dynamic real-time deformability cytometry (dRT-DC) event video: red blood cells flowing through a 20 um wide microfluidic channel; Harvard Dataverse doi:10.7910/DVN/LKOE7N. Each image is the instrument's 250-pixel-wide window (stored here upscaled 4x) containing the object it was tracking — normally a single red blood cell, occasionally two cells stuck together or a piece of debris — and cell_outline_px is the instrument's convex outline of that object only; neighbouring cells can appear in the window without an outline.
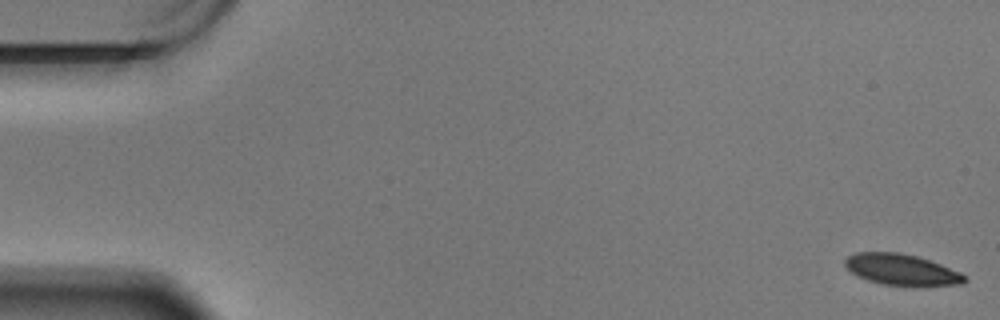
{"species": "Egyptian fruit bat (a non-hibernating species)", "species_latin": "Rousettus aegyptiacus", "temperature_condition": "warm", "stored_images_in_passage": 25, "camera_frame_rate_fps": 3000, "um_per_image_px": 0.085, "animal": {"sex": "male"}, "frame": {"image": 1, "passage_image": 1, "time_ms": 0.0, "image_size_px": [1000, 320], "cell_outline_px": [[968, 280], [964, 284], [924, 288], [916, 288], [884, 284], [868, 280], [856, 276], [844, 264], [844, 260], [848, 256], [856, 252], [900, 252], [916, 256], [940, 264], [960, 272]], "centroid_in_image_um": [76.69, 22.96], "position_along_channel_um": 8.3, "area_um2": 22.31}}
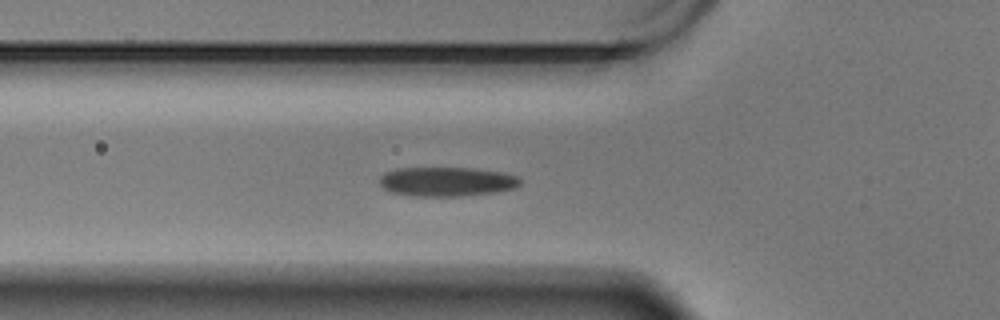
{"frame": {"image": 2, "passage_image": 21, "time_ms": 6.667, "image_size_px": [1000, 320], "cell_outline_px": [[520, 184], [516, 188], [496, 192], [460, 196], [412, 196], [388, 192], [380, 184], [380, 176], [384, 172], [396, 168], [472, 168], [500, 172], [520, 176]], "centroid_in_image_um": [37.95, 15.44], "position_along_channel_um": 87.8, "area_um2": 24.22}}
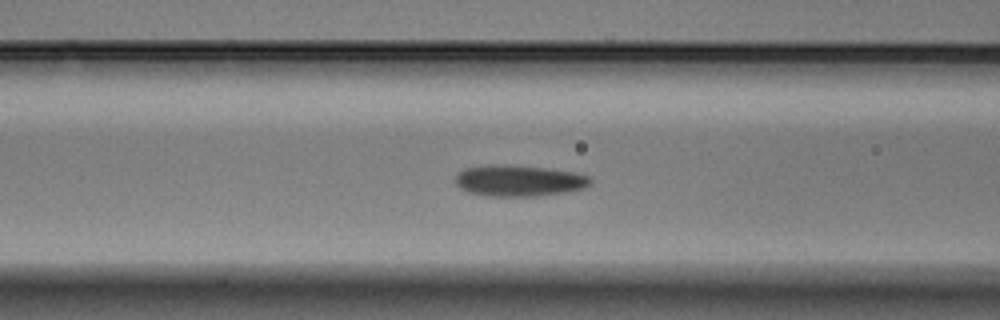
{"frame": {"image": 3, "passage_image": 24, "time_ms": 7.667, "image_size_px": [1000, 320], "cell_outline_px": [[592, 184], [584, 188], [568, 192], [536, 196], [484, 196], [468, 192], [460, 188], [456, 184], [456, 172], [464, 168], [484, 164], [512, 164], [548, 168], [576, 172], [588, 176], [592, 180]], "centroid_in_image_um": [44.1, 15.34], "position_along_channel_um": 122.5, "area_um2": 25.2}}